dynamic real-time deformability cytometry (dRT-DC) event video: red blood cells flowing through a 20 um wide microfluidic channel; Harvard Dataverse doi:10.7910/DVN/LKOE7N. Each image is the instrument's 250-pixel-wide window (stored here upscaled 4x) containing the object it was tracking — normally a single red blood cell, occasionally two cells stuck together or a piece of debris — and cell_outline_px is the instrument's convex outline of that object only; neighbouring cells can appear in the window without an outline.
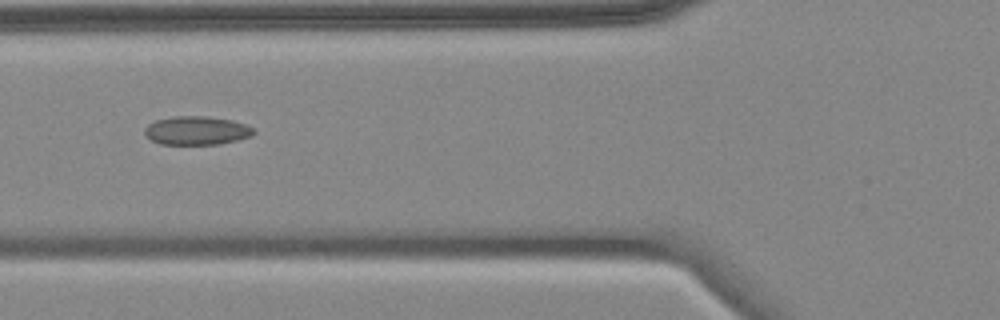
{"species": "common noctule bat (a hibernating species)", "species_latin": "Nyctalus noctula", "temperature_condition": "cold", "stored_images_in_passage": 10, "camera_frame_rate_fps": 3000, "um_per_image_px": 0.085, "animal": {"sex": "female", "body_mass_g": 18.4}, "frame": {"image": 1, "passage_image": 6, "time_ms": 6.0, "image_size_px": [1000, 320], "cell_outline_px": [[256, 132], [252, 136], [220, 144], [160, 144], [152, 140], [144, 132], [144, 128], [148, 124], [156, 120], [172, 116], [204, 116], [232, 120], [244, 124], [252, 128]], "centroid_in_image_um": [16.71, 11.09], "position_along_channel_um": 109.1, "area_um2": 18.09}}
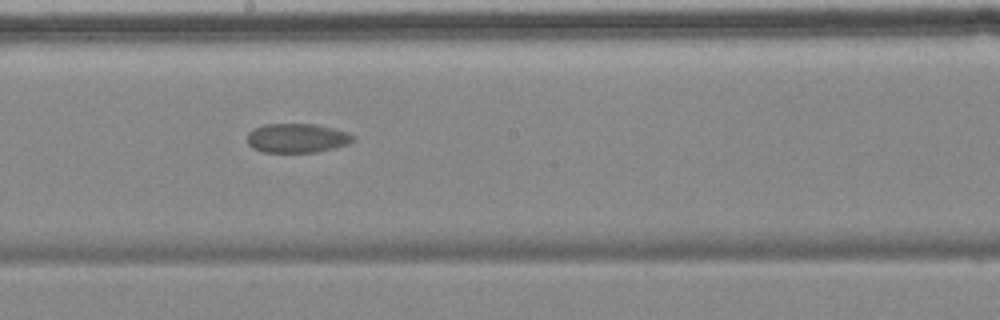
{"frame": {"image": 2, "passage_image": 9, "time_ms": 9.333, "image_size_px": [1000, 320], "cell_outline_px": [[356, 140], [348, 144], [336, 148], [316, 152], [264, 152], [252, 148], [248, 144], [248, 132], [264, 124], [316, 124], [348, 132], [356, 136]], "centroid_in_image_um": [25.29, 11.74], "position_along_channel_um": 222.9, "area_um2": 18.15}}
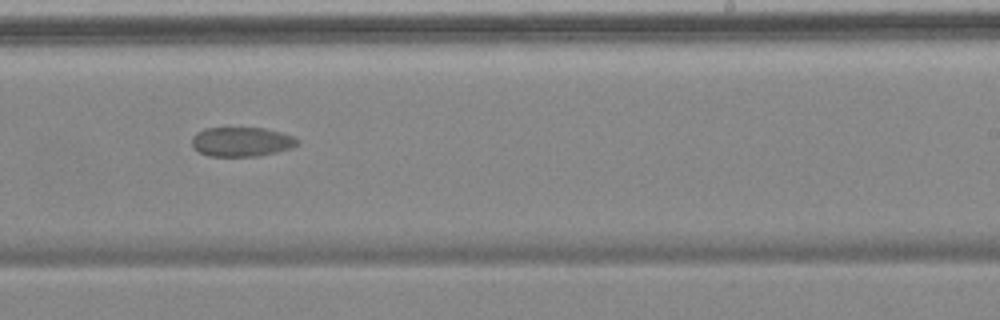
{"frame": {"image": 3, "passage_image": 10, "time_ms": 10.667, "image_size_px": [1000, 320], "cell_outline_px": [[300, 140], [292, 148], [276, 152], [256, 156], [208, 156], [192, 148], [192, 136], [196, 132], [204, 128], [264, 128], [296, 136]], "centroid_in_image_um": [20.52, 12.04], "position_along_channel_um": 268.5, "area_um2": 18.21}}